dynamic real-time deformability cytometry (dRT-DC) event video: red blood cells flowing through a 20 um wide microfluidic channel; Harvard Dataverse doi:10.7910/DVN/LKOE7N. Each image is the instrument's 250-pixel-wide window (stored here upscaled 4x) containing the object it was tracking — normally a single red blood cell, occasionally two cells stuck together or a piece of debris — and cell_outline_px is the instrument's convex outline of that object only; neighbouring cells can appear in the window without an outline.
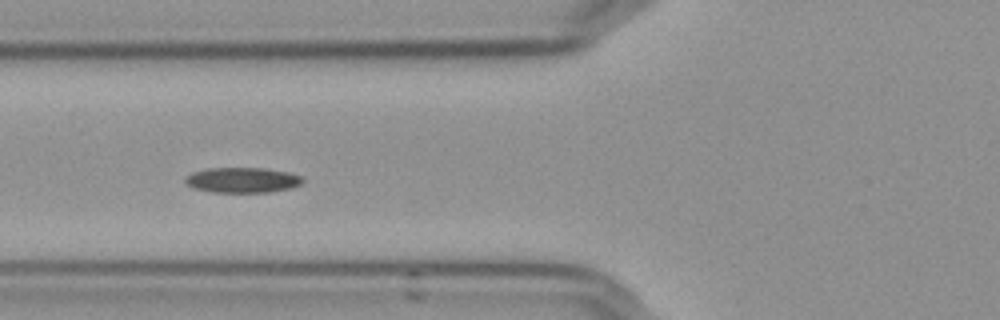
{"species": "Egyptian fruit bat (a non-hibernating species)", "species_latin": "Rousettus aegyptiacus", "temperature_condition": "cold", "stored_images_in_passage": 33, "camera_frame_rate_fps": 3000, "um_per_image_px": 0.085, "frame": {"image": 1, "passage_image": 10, "time_ms": 3.0, "image_size_px": [1000, 320], "cell_outline_px": [[304, 180], [300, 184], [292, 188], [272, 192], [212, 192], [192, 188], [184, 184], [184, 176], [192, 172], [208, 168], [264, 168], [288, 172], [300, 176]], "centroid_in_image_um": [20.55, 15.31], "position_along_channel_um": 105.3, "area_um2": 17.51}, "authors_computed_cell_mechanics": {"area_um2": 17.2822, "velocity_mm_per_s": 3.6052, "shape_relaxation_time_tau1_ms": null, "shape_relaxation_time_tau2_ms": 6.4593, "deformation_change_tau1": null, "deformation_change_tau2": 0.1203}}